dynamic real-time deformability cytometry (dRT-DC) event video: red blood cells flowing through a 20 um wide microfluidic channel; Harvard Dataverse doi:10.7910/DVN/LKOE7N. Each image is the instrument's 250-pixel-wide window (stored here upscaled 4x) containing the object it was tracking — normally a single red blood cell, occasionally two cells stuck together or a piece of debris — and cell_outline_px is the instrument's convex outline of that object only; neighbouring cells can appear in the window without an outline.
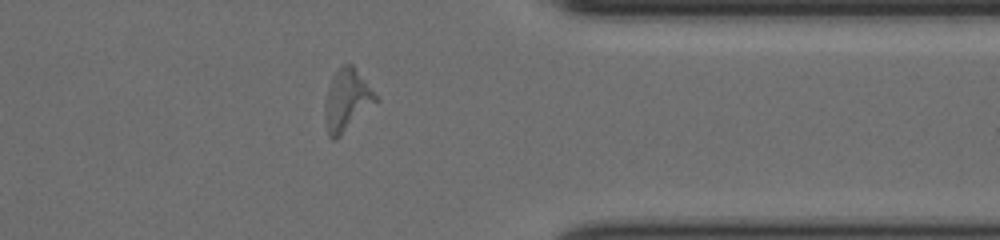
{"species": "human", "species_latin": "Homo sapiens", "temperature_condition": "cold", "stored_images_in_passage": 42, "camera_frame_rate_fps": 3000, "um_per_image_px": 0.085, "donor": {"sex": "female"}, "frame": {"image": 1, "passage_image": 30, "time_ms": 9.667, "image_size_px": [1000, 240], "cell_outline_px": [[380, 100], [336, 140], [332, 140], [328, 136], [324, 120], [324, 104], [328, 88], [336, 72], [344, 64], [352, 64], [380, 96]], "centroid_in_image_um": [29.52, 8.55], "position_along_channel_um": 381.9, "area_um2": 18.67}}